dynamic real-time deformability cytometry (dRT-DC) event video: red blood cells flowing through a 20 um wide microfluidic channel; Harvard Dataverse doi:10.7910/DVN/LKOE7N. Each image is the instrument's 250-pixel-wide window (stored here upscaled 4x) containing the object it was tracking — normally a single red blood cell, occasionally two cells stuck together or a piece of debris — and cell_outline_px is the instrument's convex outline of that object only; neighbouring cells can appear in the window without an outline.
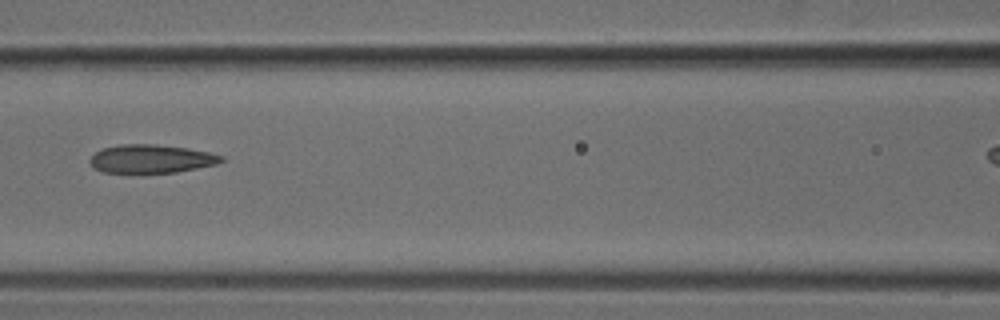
{"species": "common noctule bat (a hibernating species)", "species_latin": "Nyctalus noctula", "temperature_condition": "cold", "stored_images_in_passage": 7, "segment_of_instrument_passage": [1, 2], "camera_frame_rate_fps": 3000, "um_per_image_px": 0.085, "animal": {"sex": "male", "body_mass_g": 18.8}, "frame": {"image": 1, "passage_image": 6, "time_ms": 1.667, "image_size_px": [1000, 320], "cell_outline_px": [[224, 160], [216, 164], [176, 172], [140, 176], [132, 176], [104, 172], [92, 168], [88, 160], [96, 152], [104, 148], [120, 144], [156, 144], [188, 148], [208, 152], [224, 156]], "centroid_in_image_um": [12.78, 13.55], "position_along_channel_um": 153.8, "area_um2": 22.77}}